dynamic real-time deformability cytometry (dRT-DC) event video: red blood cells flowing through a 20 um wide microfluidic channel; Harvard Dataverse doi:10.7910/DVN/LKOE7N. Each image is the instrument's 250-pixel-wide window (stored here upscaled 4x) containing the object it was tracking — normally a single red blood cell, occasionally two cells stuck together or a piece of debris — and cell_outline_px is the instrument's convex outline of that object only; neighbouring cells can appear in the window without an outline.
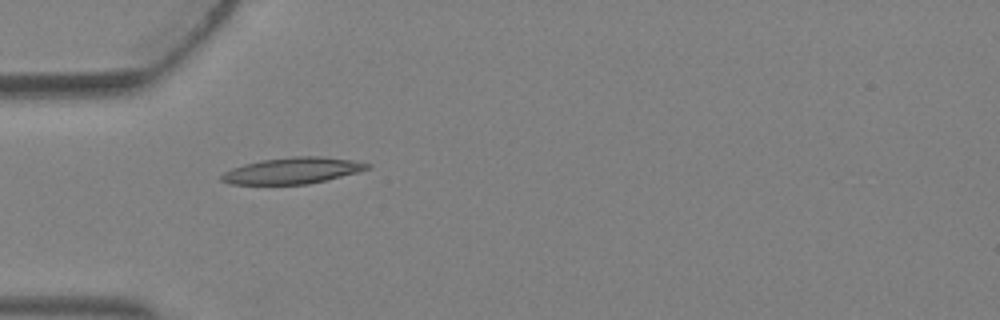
{"species": "Egyptian fruit bat (a non-hibernating species)", "species_latin": "Rousettus aegyptiacus", "temperature_condition": "warm", "stored_images_in_passage": 3, "camera_frame_rate_fps": 3000, "um_per_image_px": 0.085, "animal": {"sex": "female"}, "frame": {"image": 1, "passage_image": 3, "time_ms": 0.667, "image_size_px": [1000, 320], "cell_outline_px": [[372, 168], [308, 184], [232, 184], [220, 180], [220, 176], [224, 172], [232, 168], [244, 164], [260, 160], [292, 156], [320, 156], [352, 160], [372, 164]], "centroid_in_image_um": [24.85, 14.49], "position_along_channel_um": 60.2, "area_um2": 22.2}}